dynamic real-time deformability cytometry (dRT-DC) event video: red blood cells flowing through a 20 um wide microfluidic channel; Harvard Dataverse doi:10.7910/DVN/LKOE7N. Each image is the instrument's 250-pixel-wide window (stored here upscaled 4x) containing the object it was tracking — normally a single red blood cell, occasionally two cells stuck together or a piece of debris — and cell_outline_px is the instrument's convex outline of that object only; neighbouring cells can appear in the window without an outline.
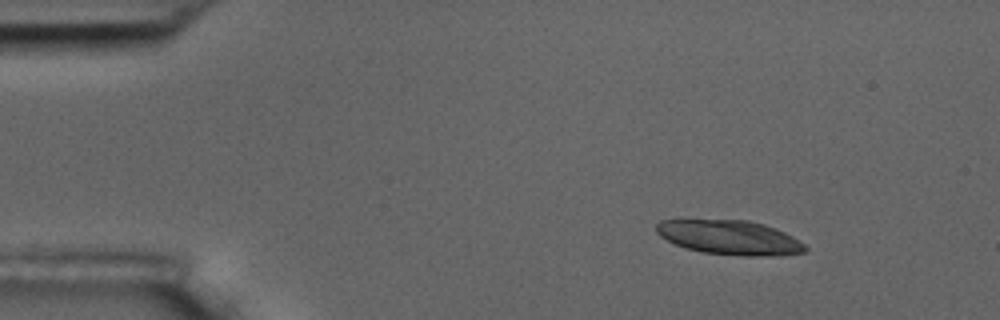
{"species": "common noctule bat (a hibernating species)", "species_latin": "Nyctalus noctula", "temperature_condition": "room temperature", "stored_images_in_passage": 6, "camera_frame_rate_fps": 3000, "um_per_image_px": 0.085, "animal": {"sex": "male", "body_mass_g": 17.5, "forearm_length_mm": 52.3}, "frame": {"image": 1, "passage_image": 2, "time_ms": 1.333, "image_size_px": [1000, 320], "cell_outline_px": [[808, 248], [804, 252], [780, 256], [744, 256], [704, 252], [688, 248], [676, 244], [660, 236], [656, 232], [656, 224], [660, 220], [680, 216], [748, 220], [764, 224], [776, 228], [792, 236], [804, 244]], "centroid_in_image_um": [61.94, 20.12], "position_along_channel_um": 23.1, "area_um2": 30.98}}